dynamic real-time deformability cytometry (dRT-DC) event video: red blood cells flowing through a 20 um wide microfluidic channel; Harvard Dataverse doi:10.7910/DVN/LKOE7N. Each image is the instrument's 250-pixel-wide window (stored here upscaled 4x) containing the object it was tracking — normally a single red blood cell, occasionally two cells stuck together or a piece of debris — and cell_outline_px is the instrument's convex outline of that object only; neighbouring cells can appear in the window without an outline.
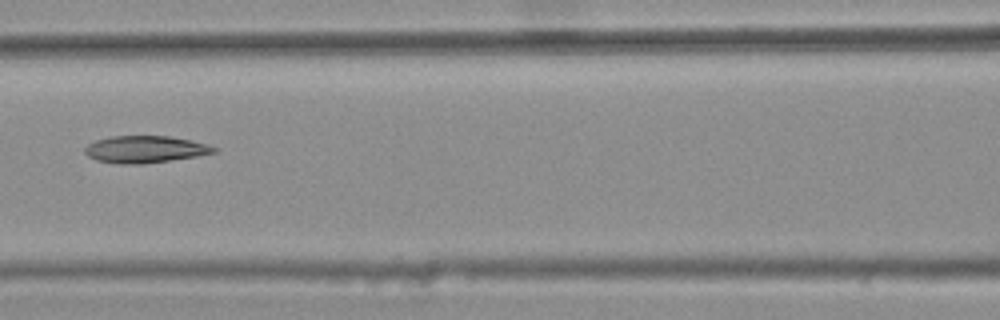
{"species": "common noctule bat (a hibernating species)", "species_latin": "Nyctalus noctula", "temperature_condition": "warm", "stored_images_in_passage": 7, "camera_frame_rate_fps": 3000, "um_per_image_px": 0.085, "animal": {"sex": "female", "body_mass_g": 25.1}, "frame": {"image": 1, "passage_image": 6, "time_ms": 1.667, "image_size_px": [1000, 320], "cell_outline_px": [[220, 148], [216, 152], [196, 156], [140, 164], [120, 164], [96, 160], [88, 156], [84, 152], [84, 148], [88, 144], [96, 140], [112, 136], [172, 136], [192, 140], [208, 144]], "centroid_in_image_um": [12.35, 12.68], "position_along_channel_um": 154.2, "area_um2": 20.35}}
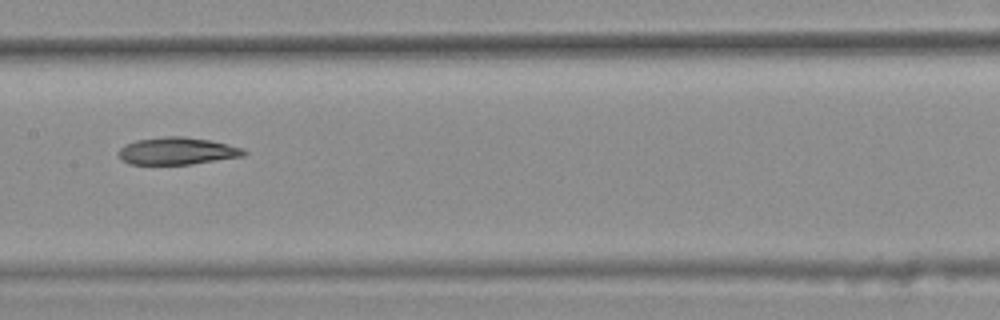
{"frame": {"image": 2, "passage_image": 7, "time_ms": 2.0, "image_size_px": [1000, 320], "cell_outline_px": [[248, 152], [244, 156], [192, 164], [128, 164], [116, 152], [120, 148], [136, 140], [164, 136], [184, 136], [212, 140], [244, 148]], "centroid_in_image_um": [15.11, 12.83], "position_along_channel_um": 192.3, "area_um2": 20.0}}